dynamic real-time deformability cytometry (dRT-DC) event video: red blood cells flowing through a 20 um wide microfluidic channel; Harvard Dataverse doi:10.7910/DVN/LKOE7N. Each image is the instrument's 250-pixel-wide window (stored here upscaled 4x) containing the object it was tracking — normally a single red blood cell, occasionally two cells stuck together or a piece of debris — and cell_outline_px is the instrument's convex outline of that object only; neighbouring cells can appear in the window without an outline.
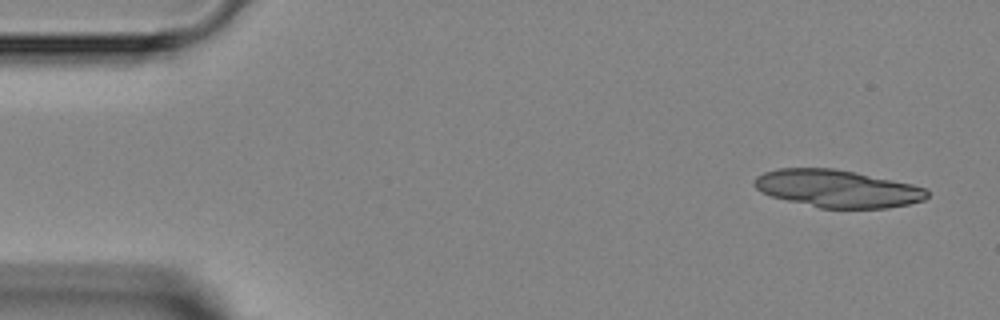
{"species": "Egyptian fruit bat (a non-hibernating species)", "species_latin": "Rousettus aegyptiacus", "temperature_condition": "room temperature", "stored_images_in_passage": 1, "camera_frame_rate_fps": 3000, "um_per_image_px": 0.085, "animal": {"sex": "female"}, "frame": {"image": 1, "passage_image": 1, "time_ms": 0.0, "image_size_px": [1000, 320], "cell_outline_px": [[928, 196], [924, 200], [908, 204], [888, 208], [820, 208], [772, 196], [760, 192], [752, 184], [756, 176], [764, 172], [776, 168], [832, 168], [856, 172], [912, 184], [924, 188], [928, 192]], "centroid_in_image_um": [71.15, 16.02], "position_along_channel_um": 13.8, "area_um2": 37.69}}